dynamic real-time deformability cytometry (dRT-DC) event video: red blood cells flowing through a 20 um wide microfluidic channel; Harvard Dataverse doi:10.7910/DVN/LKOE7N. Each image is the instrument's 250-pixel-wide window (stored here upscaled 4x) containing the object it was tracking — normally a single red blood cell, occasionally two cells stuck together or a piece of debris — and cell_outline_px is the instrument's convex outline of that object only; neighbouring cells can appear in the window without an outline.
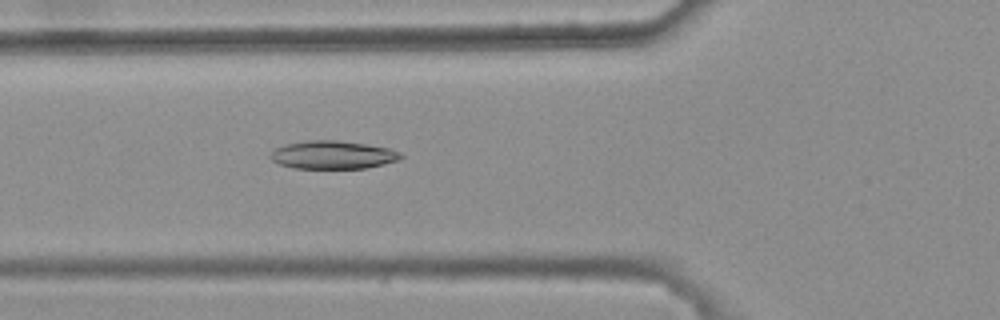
{"species": "common noctule bat (a hibernating species)", "species_latin": "Nyctalus noctula", "temperature_condition": "warm", "stored_images_in_passage": 47, "camera_frame_rate_fps": 3000, "um_per_image_px": 0.085, "animal": {"sex": "female", "body_mass_g": 25.1}, "frame": {"image": 1, "passage_image": 19, "time_ms": 6.0, "image_size_px": [1000, 320], "cell_outline_px": [[404, 156], [400, 160], [364, 168], [292, 168], [280, 164], [272, 160], [268, 156], [276, 148], [284, 144], [304, 140], [336, 140], [364, 144], [388, 148], [400, 152]], "centroid_in_image_um": [28.26, 13.16], "position_along_channel_um": 97.5, "area_um2": 21.33}}
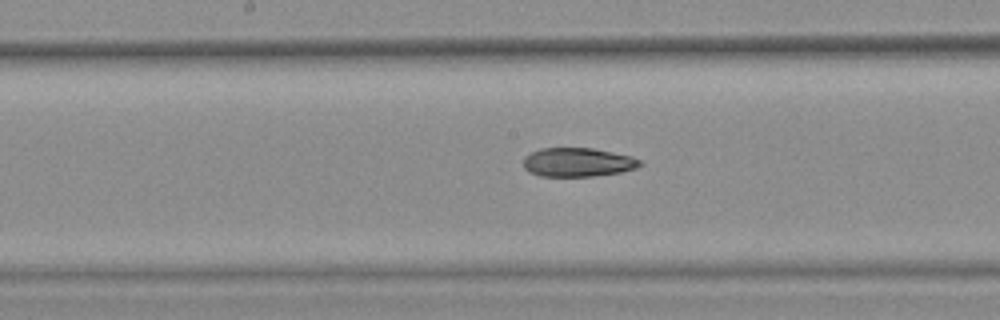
{"frame": {"image": 2, "passage_image": 27, "time_ms": 8.667, "image_size_px": [1000, 320], "cell_outline_px": [[644, 164], [636, 168], [620, 172], [592, 176], [540, 176], [528, 172], [524, 168], [524, 156], [540, 148], [592, 148], [632, 156], [640, 160]], "centroid_in_image_um": [49.1, 13.79], "position_along_channel_um": 199.1, "area_um2": 19.65}}
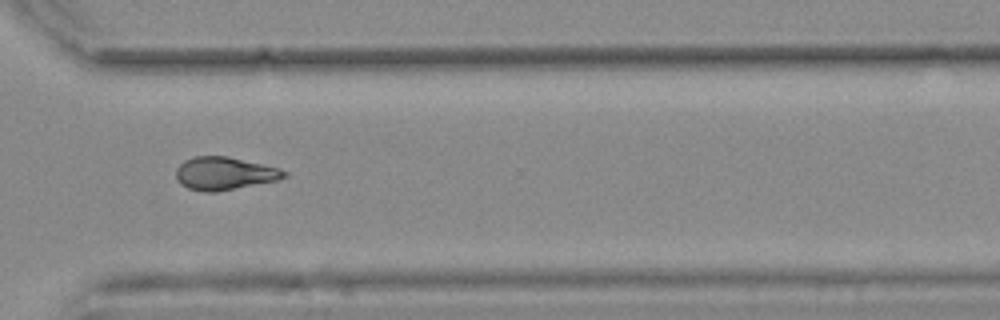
{"frame": {"image": 3, "passage_image": 39, "time_ms": 12.667, "image_size_px": [1000, 320], "cell_outline_px": [[288, 176], [276, 180], [216, 192], [204, 192], [188, 188], [180, 184], [176, 180], [176, 168], [184, 160], [196, 156], [228, 156], [280, 168], [288, 172]], "centroid_in_image_um": [19.06, 14.74], "position_along_channel_um": 351.5, "area_um2": 20.75}, "authors_computed_cell_mechanics": {"area_um2": 20.7502, "velocity_mm_per_s": 3.8029, "shape_relaxation_time_tau1_ms": null, "shape_relaxation_time_tau2_ms": 7.8353, "deformation_change_tau1": null, "deformation_change_tau2": 0.1429}}